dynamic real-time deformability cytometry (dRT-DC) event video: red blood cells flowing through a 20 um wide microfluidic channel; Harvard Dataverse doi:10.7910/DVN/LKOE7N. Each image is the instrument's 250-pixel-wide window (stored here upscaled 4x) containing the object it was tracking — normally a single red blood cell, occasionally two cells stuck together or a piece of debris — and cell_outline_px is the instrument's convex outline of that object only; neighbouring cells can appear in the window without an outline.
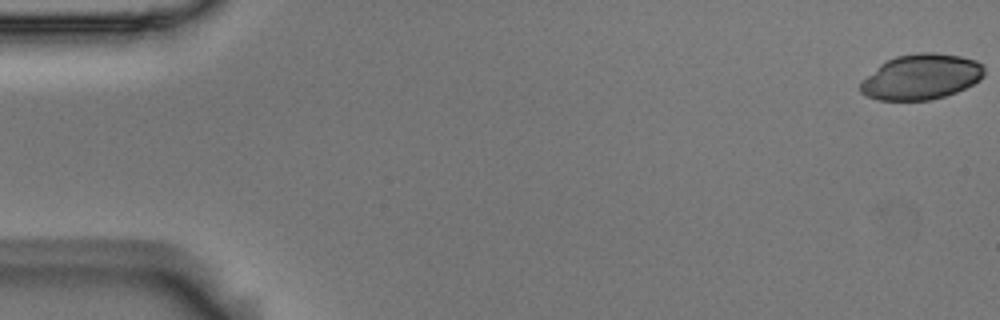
{"species": "Egyptian fruit bat (a non-hibernating species)", "species_latin": "Rousettus aegyptiacus", "temperature_condition": "room temperature", "stored_images_in_passage": 6, "camera_frame_rate_fps": 3000, "um_per_image_px": 0.085, "animal": {"sex": "male"}, "frame": {"image": 1, "passage_image": 1, "time_ms": 0.0, "image_size_px": [1000, 320], "cell_outline_px": [[984, 76], [980, 80], [956, 92], [932, 100], [880, 100], [868, 96], [860, 92], [860, 80], [880, 64], [896, 56], [916, 52], [936, 52], [960, 56], [976, 60], [984, 64]], "centroid_in_image_um": [78.3, 6.52], "position_along_channel_um": 6.7, "area_um2": 33.0}}